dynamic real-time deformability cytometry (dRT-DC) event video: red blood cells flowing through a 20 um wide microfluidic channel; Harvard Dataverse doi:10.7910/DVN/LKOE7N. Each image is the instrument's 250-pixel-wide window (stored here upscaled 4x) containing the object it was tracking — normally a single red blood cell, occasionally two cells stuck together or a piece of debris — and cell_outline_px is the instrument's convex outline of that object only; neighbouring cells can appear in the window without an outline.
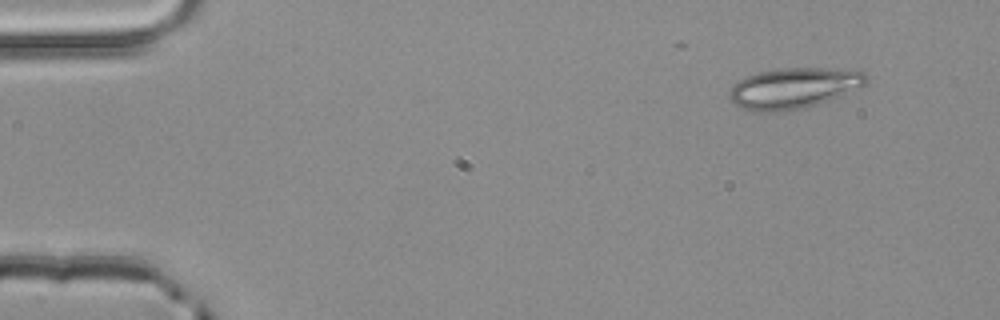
{"species": "common noctule bat (a hibernating species)", "species_latin": "Nyctalus noctula", "temperature_condition": "room temperature", "stored_images_in_passage": 4, "camera_frame_rate_fps": 3000, "um_per_image_px": 0.085, "animal": {"sex": "male", "body_mass_g": 20.4}, "frame": {"image": 1, "passage_image": 1, "time_ms": 0.0, "image_size_px": [1000, 320], "cell_outline_px": [[868, 80], [864, 84], [828, 100], [804, 108], [776, 112], [752, 112], [740, 108], [728, 100], [728, 92], [740, 80], [748, 76], [760, 72], [780, 68], [864, 68], [868, 76]], "centroid_in_image_um": [67.48, 7.48], "position_along_channel_um": 17.5, "area_um2": 32.71}}